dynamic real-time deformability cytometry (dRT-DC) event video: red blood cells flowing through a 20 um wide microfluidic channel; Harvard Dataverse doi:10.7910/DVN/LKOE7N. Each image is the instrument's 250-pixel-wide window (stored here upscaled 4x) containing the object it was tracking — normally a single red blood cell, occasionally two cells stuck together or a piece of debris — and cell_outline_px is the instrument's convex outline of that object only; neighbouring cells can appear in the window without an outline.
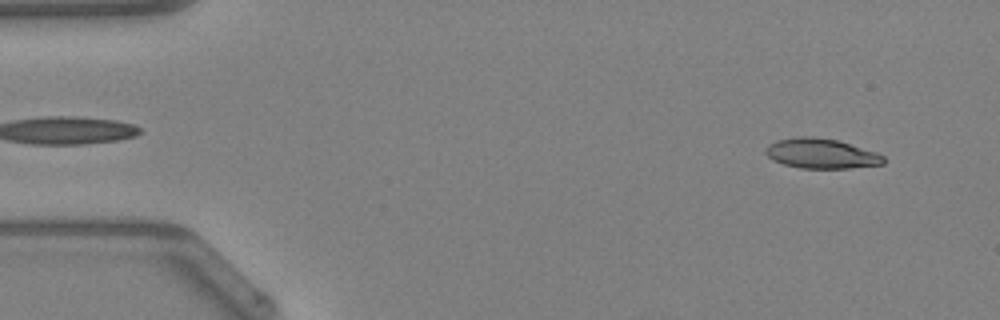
{"species": "Egyptian fruit bat (a non-hibernating species)", "species_latin": "Rousettus aegyptiacus", "temperature_condition": "warm", "stored_images_in_passage": 48, "camera_frame_rate_fps": 3000, "um_per_image_px": 0.085, "animal": {"sex": "female"}, "frame": {"image": 1, "passage_image": 4, "time_ms": 1.0, "image_size_px": [1000, 320], "cell_outline_px": [[884, 164], [848, 168], [800, 168], [784, 164], [772, 160], [764, 152], [764, 148], [768, 144], [776, 140], [796, 136], [812, 136], [836, 140], [876, 152], [884, 156]], "centroid_in_image_um": [69.75, 13.04], "position_along_channel_um": 15.3, "area_um2": 20.58}}
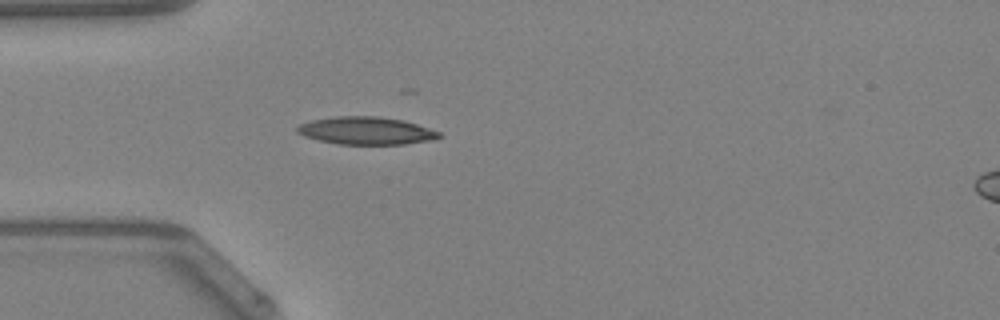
{"frame": {"image": 2, "passage_image": 14, "time_ms": 4.333, "image_size_px": [1000, 320], "cell_outline_px": [[444, 136], [432, 140], [404, 144], [340, 144], [320, 140], [304, 136], [296, 132], [296, 128], [300, 124], [312, 120], [336, 116], [376, 116], [400, 120], [416, 124], [440, 132]], "centroid_in_image_um": [31.12, 11.11], "position_along_channel_um": 53.9, "area_um2": 22.66}}
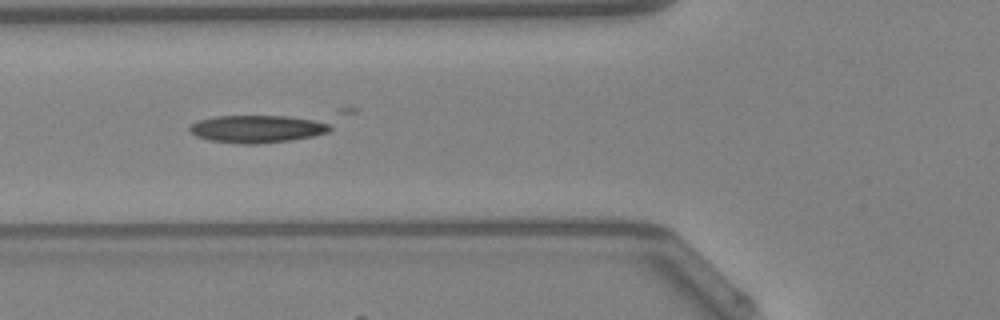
{"frame": {"image": 3, "passage_image": 18, "time_ms": 5.667, "image_size_px": [1000, 320], "cell_outline_px": [[332, 128], [328, 132], [312, 136], [292, 140], [260, 144], [244, 144], [208, 140], [196, 136], [188, 132], [188, 128], [196, 120], [216, 116], [288, 116], [332, 120]], "centroid_in_image_um": [21.94, 10.94], "position_along_channel_um": 103.9, "area_um2": 23.24}, "authors_computed_cell_mechanics": {"area_um2": 21.3571, "velocity_mm_per_s": 4.2735, "shape_relaxation_time_tau1_ms": 7.6385, "shape_relaxation_time_tau2_ms": null, "deformation_change_tau1": 0.2125, "deformation_change_tau2": null}}